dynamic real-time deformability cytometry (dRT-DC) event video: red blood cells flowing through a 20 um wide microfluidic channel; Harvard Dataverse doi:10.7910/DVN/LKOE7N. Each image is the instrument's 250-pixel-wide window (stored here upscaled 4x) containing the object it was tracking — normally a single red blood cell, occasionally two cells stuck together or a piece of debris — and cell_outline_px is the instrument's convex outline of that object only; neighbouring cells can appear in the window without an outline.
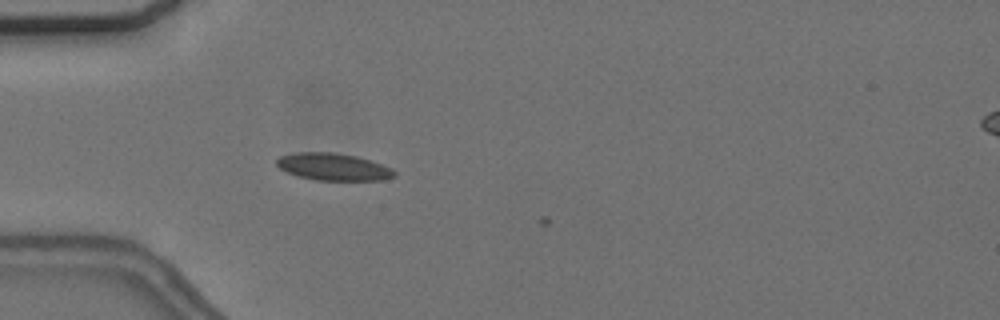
{"species": "common noctule bat (a hibernating species)", "species_latin": "Nyctalus noctula", "temperature_condition": "cold", "stored_images_in_passage": 3, "camera_frame_rate_fps": 3000, "um_per_image_px": 0.085, "animal": {"sex": "female", "body_mass_g": 24.6, "forearm_length_mm": 56.2}, "frame": {"image": 1, "passage_image": 2, "time_ms": 0.333, "image_size_px": [1000, 320], "cell_outline_px": [[396, 176], [384, 180], [316, 180], [296, 176], [280, 168], [276, 164], [276, 160], [280, 156], [296, 152], [332, 152], [356, 156], [392, 168], [396, 172]], "centroid_in_image_um": [28.32, 14.18], "position_along_channel_um": 56.7, "area_um2": 18.61}}